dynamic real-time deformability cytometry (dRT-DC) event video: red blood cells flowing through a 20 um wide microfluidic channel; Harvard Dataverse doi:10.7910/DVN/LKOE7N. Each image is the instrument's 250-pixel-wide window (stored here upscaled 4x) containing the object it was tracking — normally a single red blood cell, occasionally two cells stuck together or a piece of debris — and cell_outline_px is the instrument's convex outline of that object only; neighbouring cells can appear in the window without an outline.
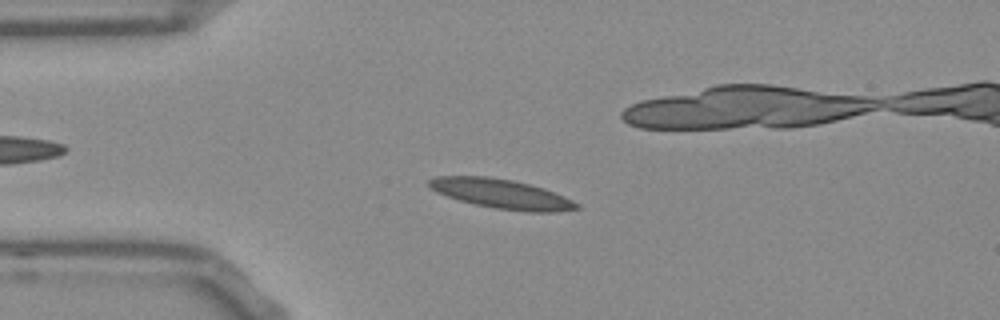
{"species": "Egyptian fruit bat (a non-hibernating species)", "species_latin": "Rousettus aegyptiacus", "temperature_condition": "room temperature", "stored_images_in_passage": 50, "camera_frame_rate_fps": 3000, "um_per_image_px": 0.085, "frame": {"image": 1, "passage_image": 8, "time_ms": 2.333, "image_size_px": [1000, 320], "cell_outline_px": [[580, 208], [556, 212], [528, 212], [496, 208], [476, 204], [460, 200], [436, 192], [428, 184], [428, 180], [436, 176], [484, 176], [512, 180], [544, 188], [572, 200], [580, 204]], "centroid_in_image_um": [42.64, 16.48], "position_along_channel_um": 42.4, "area_um2": 25.03}, "authors_computed_cell_mechanics": {"area_um2": 23.0044, "velocity_mm_per_s": 3.7448, "shape_relaxation_time_tau1_ms": 4.9949, "shape_relaxation_time_tau2_ms": 2.2345, "deformation_change_tau1": 0.1495, "deformation_change_tau2": 0.0914}}